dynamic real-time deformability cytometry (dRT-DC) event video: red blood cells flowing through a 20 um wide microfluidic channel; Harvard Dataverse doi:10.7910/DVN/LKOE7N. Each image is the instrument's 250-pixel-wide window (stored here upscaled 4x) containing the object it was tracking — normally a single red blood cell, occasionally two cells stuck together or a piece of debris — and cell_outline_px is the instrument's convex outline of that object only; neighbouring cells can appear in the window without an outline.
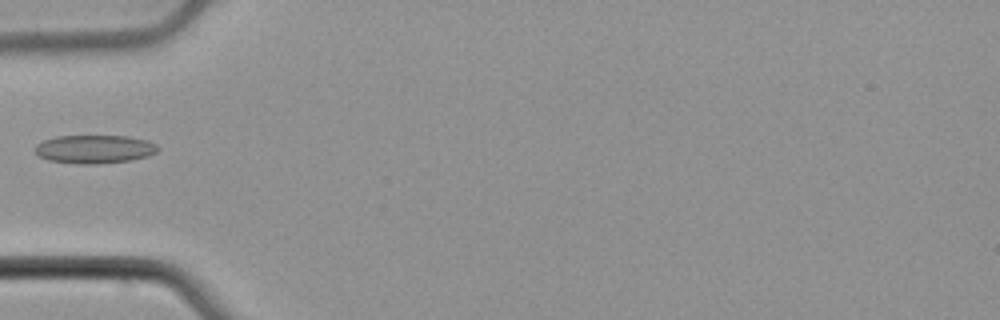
{"species": "common noctule bat (a hibernating species)", "species_latin": "Nyctalus noctula", "temperature_condition": "cold", "stored_images_in_passage": 2, "camera_frame_rate_fps": 3000, "um_per_image_px": 0.085, "animal": {"sex": "male", "body_mass_g": 21.5, "forearm_length_mm": 52.0}, "frame": {"image": 1, "passage_image": 2, "time_ms": 0.333, "image_size_px": [1000, 320], "cell_outline_px": [[160, 148], [156, 152], [148, 156], [128, 160], [100, 164], [80, 164], [48, 160], [40, 156], [36, 152], [36, 144], [44, 140], [56, 136], [128, 136], [148, 140], [156, 144]], "centroid_in_image_um": [8.06, 12.67], "position_along_channel_um": 76.9, "area_um2": 20.29}}